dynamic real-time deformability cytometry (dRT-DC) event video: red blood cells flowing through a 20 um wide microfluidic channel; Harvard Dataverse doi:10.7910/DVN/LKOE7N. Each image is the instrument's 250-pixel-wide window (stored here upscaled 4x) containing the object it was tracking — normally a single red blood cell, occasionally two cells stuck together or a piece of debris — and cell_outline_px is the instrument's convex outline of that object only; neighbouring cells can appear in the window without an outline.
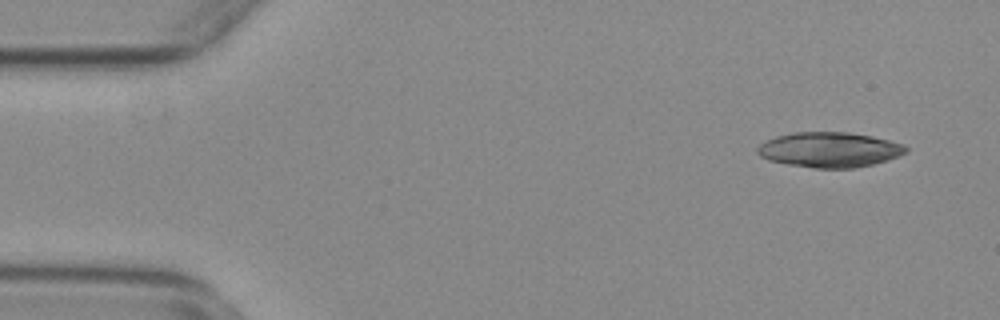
{"species": "common noctule bat (a hibernating species)", "species_latin": "Nyctalus noctula", "temperature_condition": "warm", "stored_images_in_passage": 37, "camera_frame_rate_fps": 3000, "um_per_image_px": 0.085, "animal": {"sex": "female", "body_mass_g": 29.2, "forearm_length_mm": 56.3}, "frame": {"image": 1, "passage_image": 1, "time_ms": 0.0, "image_size_px": [1000, 320], "cell_outline_px": [[908, 152], [900, 156], [872, 164], [852, 168], [816, 168], [788, 164], [768, 160], [760, 156], [756, 152], [756, 148], [764, 140], [776, 136], [792, 132], [848, 132], [872, 136], [904, 144], [908, 148]], "centroid_in_image_um": [70.49, 12.72], "position_along_channel_um": 14.5, "area_um2": 30.52}}
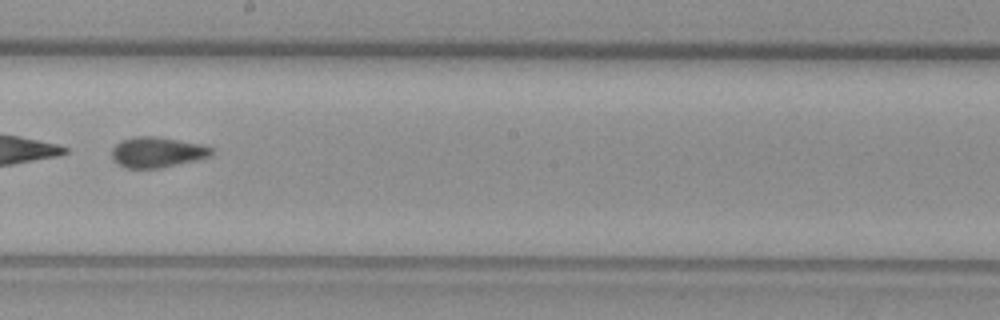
{"frame": {"image": 2, "passage_image": 28, "time_ms": 9.0, "image_size_px": [1000, 320], "cell_outline_px": [[212, 156], [200, 160], [160, 168], [124, 168], [116, 164], [112, 160], [112, 148], [120, 140], [136, 136], [156, 136], [200, 144], [212, 148]], "centroid_in_image_um": [13.34, 12.95], "position_along_channel_um": 234.9, "area_um2": 17.98}}
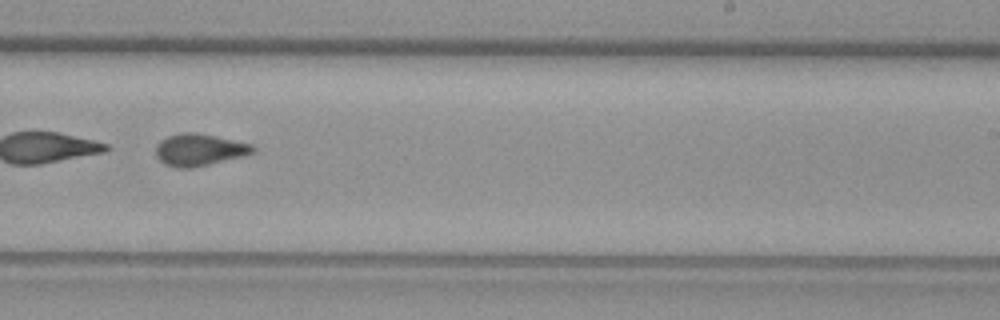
{"frame": {"image": 3, "passage_image": 31, "time_ms": 10.0, "image_size_px": [1000, 320], "cell_outline_px": [[256, 152], [244, 156], [192, 168], [176, 168], [164, 164], [156, 156], [156, 144], [160, 140], [168, 136], [184, 132], [196, 132], [216, 136], [252, 144], [256, 148]], "centroid_in_image_um": [16.95, 12.73], "position_along_channel_um": 272.1, "area_um2": 18.26}}